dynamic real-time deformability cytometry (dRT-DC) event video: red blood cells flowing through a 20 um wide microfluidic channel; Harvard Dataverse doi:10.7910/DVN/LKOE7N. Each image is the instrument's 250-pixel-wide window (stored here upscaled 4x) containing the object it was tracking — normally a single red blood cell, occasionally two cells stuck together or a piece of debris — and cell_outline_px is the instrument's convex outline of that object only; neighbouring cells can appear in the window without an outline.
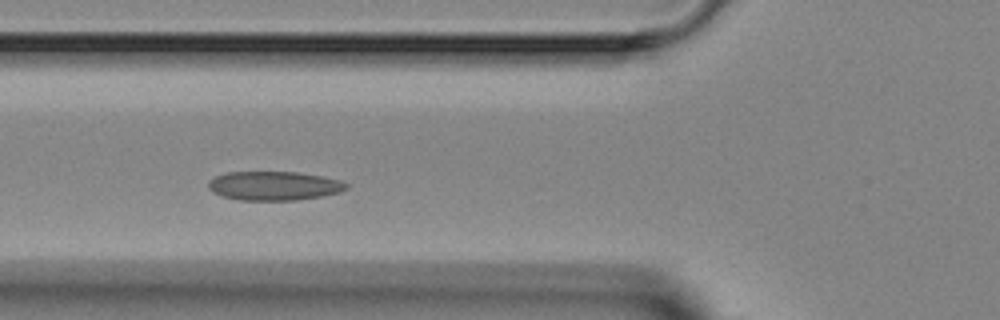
{"species": "Egyptian fruit bat (a non-hibernating species)", "species_latin": "Rousettus aegyptiacus", "temperature_condition": "room temperature", "stored_images_in_passage": 4, "camera_frame_rate_fps": 3000, "um_per_image_px": 0.085, "animal": {"sex": "female"}, "frame": {"image": 1, "passage_image": 2, "time_ms": 1.0, "image_size_px": [1000, 320], "cell_outline_px": [[348, 188], [340, 192], [320, 196], [296, 200], [236, 200], [212, 192], [208, 188], [208, 184], [216, 176], [224, 172], [296, 172], [320, 176], [340, 180], [348, 184]], "centroid_in_image_um": [23.28, 15.79], "position_along_channel_um": 102.5, "area_um2": 23.18}}
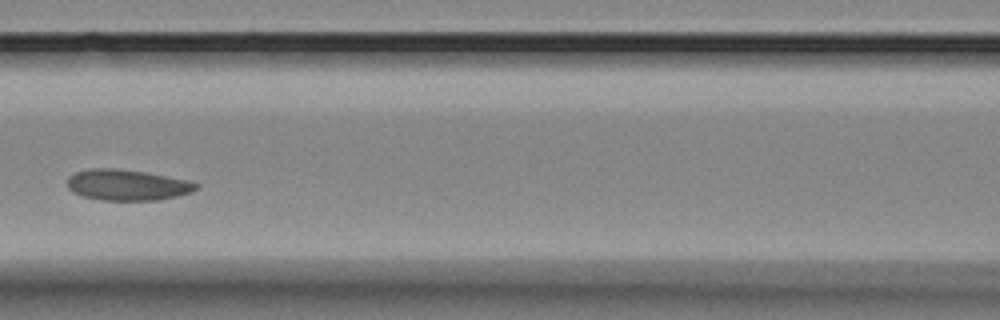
{"frame": {"image": 2, "passage_image": 3, "time_ms": 2.333, "image_size_px": [1000, 320], "cell_outline_px": [[200, 188], [192, 192], [176, 196], [156, 200], [100, 200], [84, 196], [72, 192], [68, 188], [68, 176], [76, 172], [88, 168], [116, 168], [148, 172], [192, 180], [200, 184]], "centroid_in_image_um": [10.87, 15.7], "position_along_channel_um": 155.7, "area_um2": 23.58}}
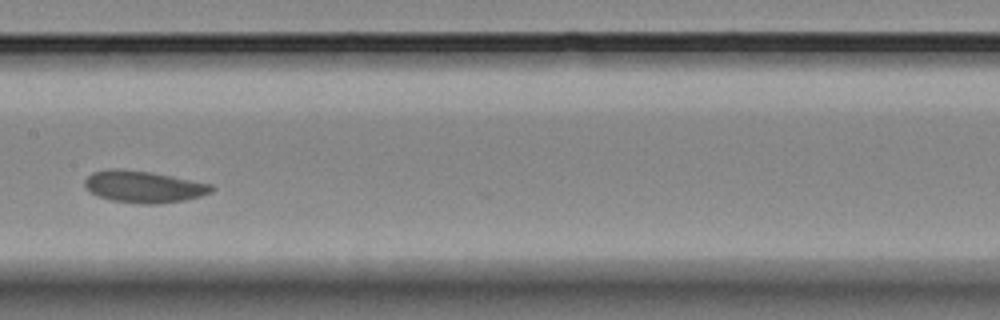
{"frame": {"image": 3, "passage_image": 4, "time_ms": 3.333, "image_size_px": [1000, 320], "cell_outline_px": [[216, 188], [212, 192], [200, 196], [184, 200], [160, 204], [140, 204], [112, 200], [96, 196], [84, 184], [84, 180], [92, 172], [108, 168], [116, 168], [152, 172], [212, 184]], "centroid_in_image_um": [12.22, 15.87], "position_along_channel_um": 195.2, "area_um2": 23.64}}